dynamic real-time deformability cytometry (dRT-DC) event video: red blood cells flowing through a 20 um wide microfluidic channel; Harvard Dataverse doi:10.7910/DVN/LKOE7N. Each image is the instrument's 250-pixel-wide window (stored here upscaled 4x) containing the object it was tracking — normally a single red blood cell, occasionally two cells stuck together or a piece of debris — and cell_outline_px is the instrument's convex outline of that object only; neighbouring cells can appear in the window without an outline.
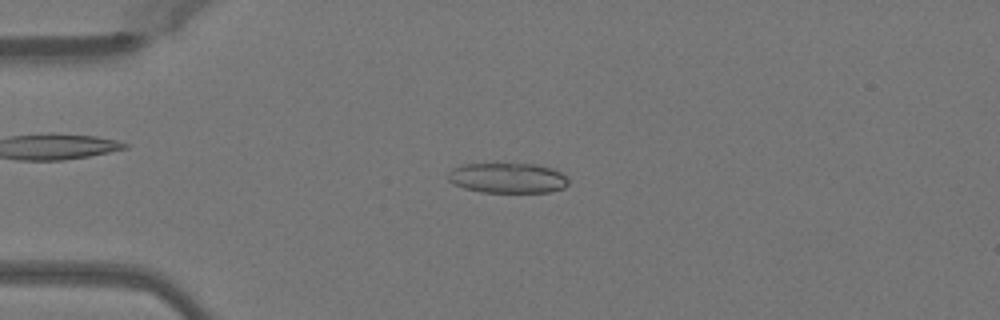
{"species": "Egyptian fruit bat (a non-hibernating species)", "species_latin": "Rousettus aegyptiacus", "temperature_condition": "warm", "stored_images_in_passage": 49, "camera_frame_rate_fps": 3000, "um_per_image_px": 0.085, "animal": {"sex": "female"}, "frame": {"image": 1, "passage_image": 12, "time_ms": 3.667, "image_size_px": [1000, 320], "cell_outline_px": [[568, 184], [564, 188], [548, 192], [480, 192], [464, 188], [448, 180], [448, 172], [452, 168], [464, 164], [536, 164], [552, 168], [560, 172], [568, 180]], "centroid_in_image_um": [43.14, 15.13], "position_along_channel_um": 41.9, "area_um2": 21.1}}
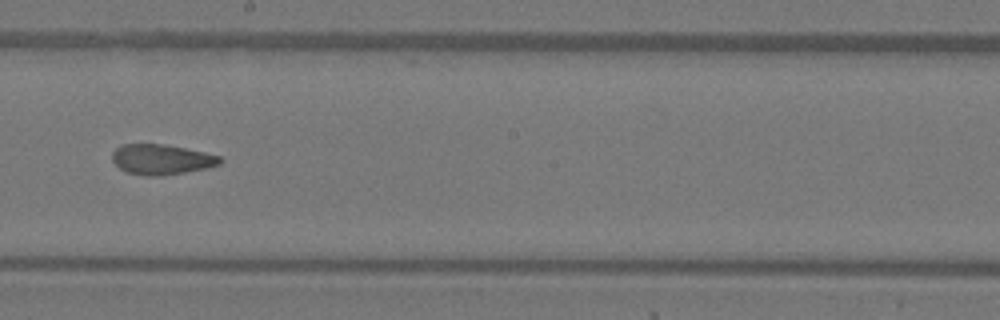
{"frame": {"image": 2, "passage_image": 28, "time_ms": 9.0, "image_size_px": [1000, 320], "cell_outline_px": [[224, 160], [220, 164], [204, 168], [184, 172], [160, 176], [148, 176], [128, 172], [120, 168], [112, 160], [112, 152], [120, 144], [160, 144], [184, 148], [204, 152], [220, 156]], "centroid_in_image_um": [13.71, 13.54], "position_along_channel_um": 234.5, "area_um2": 18.79}}
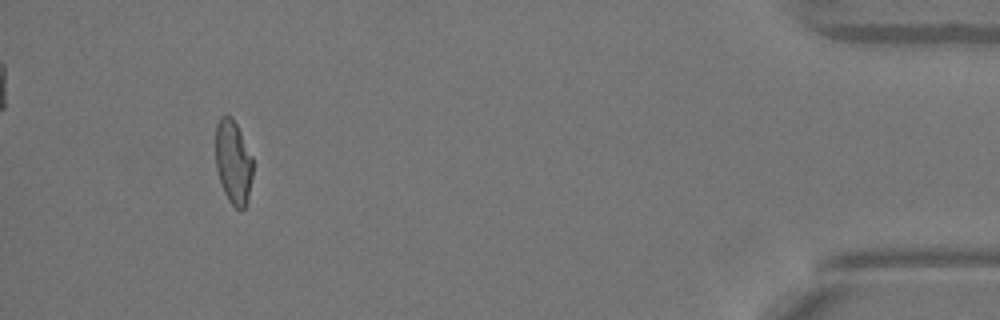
{"frame": {"image": 3, "passage_image": 46, "time_ms": 15.0, "image_size_px": [1000, 320], "cell_outline_px": [[252, 176], [248, 196], [244, 208], [240, 212], [228, 200], [224, 192], [216, 168], [216, 124], [220, 116], [228, 112], [232, 116], [252, 156]], "centroid_in_image_um": [19.81, 13.74], "position_along_channel_um": 415.4, "area_um2": 18.21}, "authors_computed_cell_mechanics": {"area_um2": 19.7676, "velocity_mm_per_s": 4.1027, "shape_relaxation_time_tau1_ms": 9.0049, "shape_relaxation_time_tau2_ms": 2.7914, "deformation_change_tau1": 0.2199, "deformation_change_tau2": 0.1091}}